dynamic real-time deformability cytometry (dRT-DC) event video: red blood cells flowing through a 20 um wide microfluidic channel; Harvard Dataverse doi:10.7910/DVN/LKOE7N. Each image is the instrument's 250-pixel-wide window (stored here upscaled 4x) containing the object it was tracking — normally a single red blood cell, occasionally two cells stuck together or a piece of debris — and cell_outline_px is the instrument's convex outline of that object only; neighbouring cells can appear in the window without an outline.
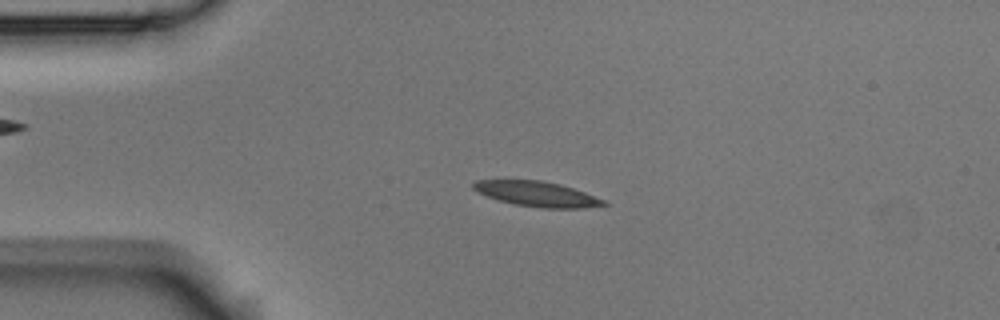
{"species": "Egyptian fruit bat (a non-hibernating species)", "species_latin": "Rousettus aegyptiacus", "temperature_condition": "room temperature", "stored_images_in_passage": 56, "camera_frame_rate_fps": 3000, "um_per_image_px": 0.085, "animal": {"sex": "male"}, "frame": {"image": 1, "passage_image": 12, "time_ms": 3.667, "image_size_px": [1000, 320], "cell_outline_px": [[608, 204], [584, 208], [540, 208], [512, 204], [476, 192], [472, 188], [472, 184], [476, 180], [540, 180], [560, 184], [584, 192], [604, 200]], "centroid_in_image_um": [45.6, 16.49], "position_along_channel_um": 39.4, "area_um2": 18.96}}
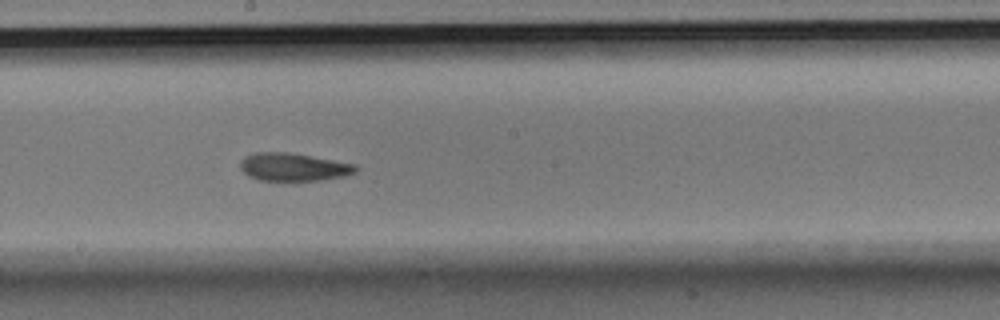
{"frame": {"image": 2, "passage_image": 30, "time_ms": 9.667, "image_size_px": [1000, 320], "cell_outline_px": [[360, 168], [356, 172], [344, 176], [324, 180], [256, 180], [248, 176], [240, 168], [240, 160], [244, 156], [256, 152], [288, 152], [356, 164]], "centroid_in_image_um": [24.94, 14.19], "position_along_channel_um": 223.3, "area_um2": 18.9}}
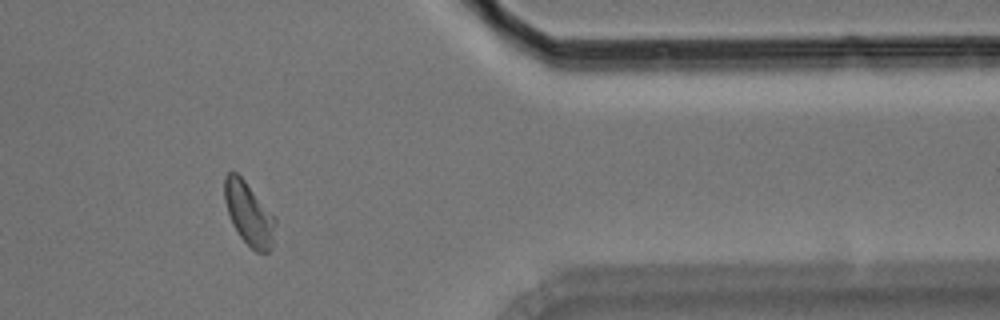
{"frame": {"image": 3, "passage_image": 46, "time_ms": 15.0, "image_size_px": [1000, 320], "cell_outline_px": [[276, 224], [272, 248], [268, 252], [256, 252], [240, 236], [232, 224], [224, 200], [224, 176], [228, 172], [236, 172], [244, 180], [276, 216]], "centroid_in_image_um": [21.17, 18.16], "position_along_channel_um": 390.2, "area_um2": 18.73}, "authors_computed_cell_mechanics": {"area_um2": 18.8139, "velocity_mm_per_s": 3.5268, "shape_relaxation_time_tau1_ms": 8.9849, "shape_relaxation_time_tau2_ms": 4.7447, "deformation_change_tau1": 0.2098, "deformation_change_tau2": 0.0982}}